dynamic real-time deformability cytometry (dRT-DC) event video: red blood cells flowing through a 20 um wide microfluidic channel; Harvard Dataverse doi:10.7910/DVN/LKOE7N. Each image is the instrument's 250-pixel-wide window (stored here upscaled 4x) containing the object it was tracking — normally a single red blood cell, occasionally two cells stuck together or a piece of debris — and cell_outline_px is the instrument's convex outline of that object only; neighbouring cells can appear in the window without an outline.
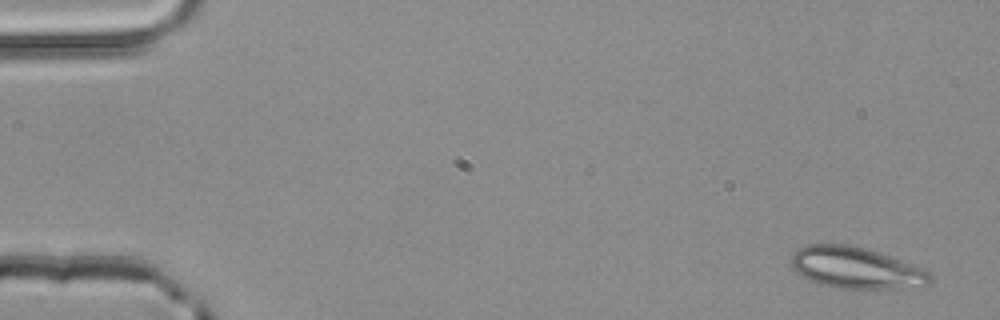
{"species": "common noctule bat (a hibernating species)", "species_latin": "Nyctalus noctula", "temperature_condition": "room temperature", "stored_images_in_passage": 4, "camera_frame_rate_fps": 3000, "um_per_image_px": 0.085, "animal": {"sex": "male", "body_mass_g": 20.4}, "frame": {"image": 1, "passage_image": 1, "time_ms": 0.0, "image_size_px": [1000, 320], "cell_outline_px": [[932, 280], [924, 288], [840, 288], [820, 284], [796, 272], [792, 268], [792, 256], [800, 248], [808, 244], [848, 244], [864, 248], [888, 256], [920, 268], [928, 272], [932, 276]], "centroid_in_image_um": [72.78, 22.78], "position_along_channel_um": 12.2, "area_um2": 33.0}}